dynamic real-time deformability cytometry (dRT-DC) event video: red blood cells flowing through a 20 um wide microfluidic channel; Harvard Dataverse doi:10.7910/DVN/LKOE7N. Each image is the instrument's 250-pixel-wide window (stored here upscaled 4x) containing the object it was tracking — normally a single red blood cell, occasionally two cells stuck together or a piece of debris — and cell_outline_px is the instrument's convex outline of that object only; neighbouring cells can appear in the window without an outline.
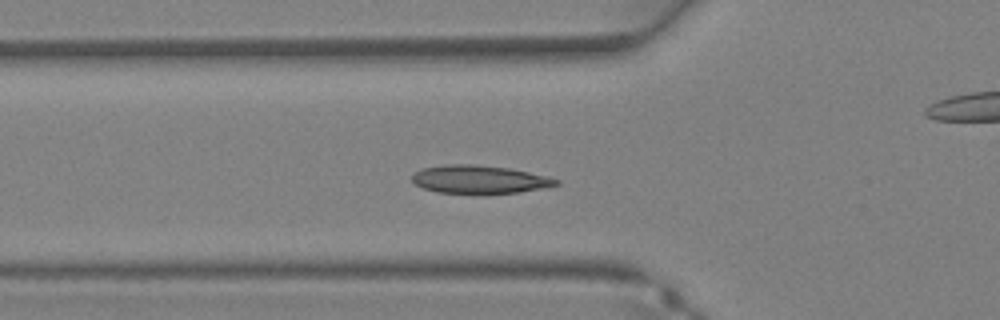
{"species": "Egyptian fruit bat (a non-hibernating species)", "species_latin": "Rousettus aegyptiacus", "temperature_condition": "warm", "stored_images_in_passage": 37, "camera_frame_rate_fps": 3000, "um_per_image_px": 0.085, "animal": {"sex": "female"}, "frame": {"image": 1, "passage_image": 12, "time_ms": 3.667, "image_size_px": [1000, 320], "cell_outline_px": [[560, 184], [540, 188], [516, 192], [488, 196], [436, 192], [424, 188], [416, 184], [412, 180], [412, 176], [420, 168], [444, 164], [472, 164], [508, 168], [548, 176], [560, 180]], "centroid_in_image_um": [40.73, 15.28], "position_along_channel_um": 85.1, "area_um2": 24.22}}
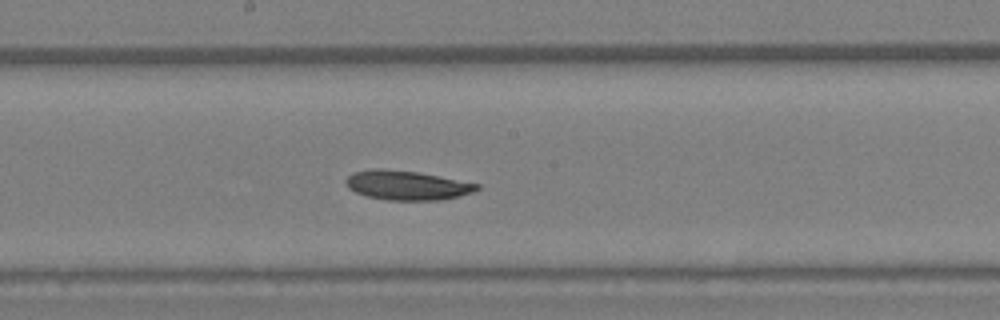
{"frame": {"image": 2, "passage_image": 19, "time_ms": 6.0, "image_size_px": [1000, 320], "cell_outline_px": [[480, 188], [472, 192], [440, 200], [388, 200], [368, 196], [356, 192], [348, 188], [344, 180], [352, 172], [372, 168], [384, 168], [420, 172], [480, 184]], "centroid_in_image_um": [34.55, 15.73], "position_along_channel_um": 213.6, "area_um2": 22.48}}
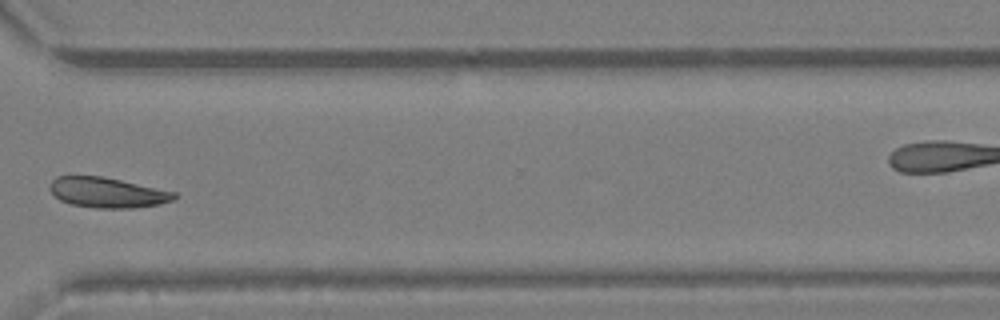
{"frame": {"image": 3, "passage_image": 27, "time_ms": 8.667, "image_size_px": [1000, 320], "cell_outline_px": [[176, 196], [172, 200], [160, 204], [132, 208], [96, 208], [68, 204], [60, 200], [48, 188], [52, 180], [56, 176], [100, 176], [120, 180], [176, 192]], "centroid_in_image_um": [9.09, 16.37], "position_along_channel_um": 361.5, "area_um2": 21.79}}